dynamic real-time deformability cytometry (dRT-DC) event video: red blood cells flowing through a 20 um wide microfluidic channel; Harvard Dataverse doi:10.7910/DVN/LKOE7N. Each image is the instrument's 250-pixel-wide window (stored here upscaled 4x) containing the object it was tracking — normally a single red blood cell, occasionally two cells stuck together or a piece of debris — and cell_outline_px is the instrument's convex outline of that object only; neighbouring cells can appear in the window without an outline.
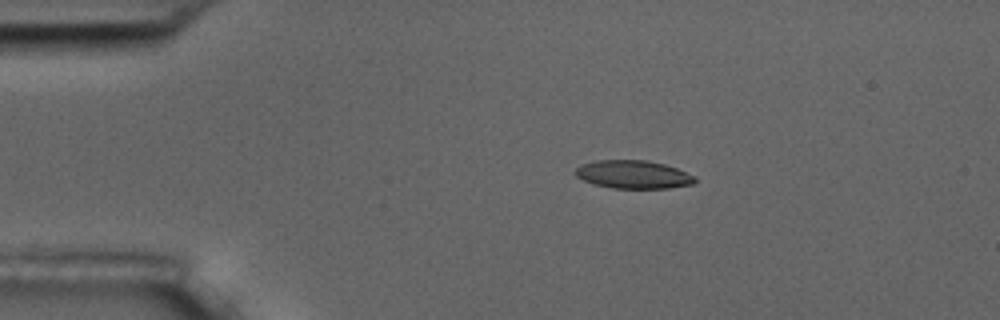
{"species": "common noctule bat (a hibernating species)", "species_latin": "Nyctalus noctula", "temperature_condition": "room temperature", "stored_images_in_passage": 6, "camera_frame_rate_fps": 3000, "um_per_image_px": 0.085, "animal": {"sex": "male", "body_mass_g": 17.5, "forearm_length_mm": 52.3}, "frame": {"image": 1, "passage_image": 3, "time_ms": 3.333, "image_size_px": [1000, 320], "cell_outline_px": [[696, 180], [692, 184], [668, 188], [612, 188], [592, 184], [576, 176], [572, 172], [580, 164], [596, 160], [648, 160], [664, 164], [676, 168], [696, 176]], "centroid_in_image_um": [53.79, 14.82], "position_along_channel_um": 31.2, "area_um2": 19.77}}